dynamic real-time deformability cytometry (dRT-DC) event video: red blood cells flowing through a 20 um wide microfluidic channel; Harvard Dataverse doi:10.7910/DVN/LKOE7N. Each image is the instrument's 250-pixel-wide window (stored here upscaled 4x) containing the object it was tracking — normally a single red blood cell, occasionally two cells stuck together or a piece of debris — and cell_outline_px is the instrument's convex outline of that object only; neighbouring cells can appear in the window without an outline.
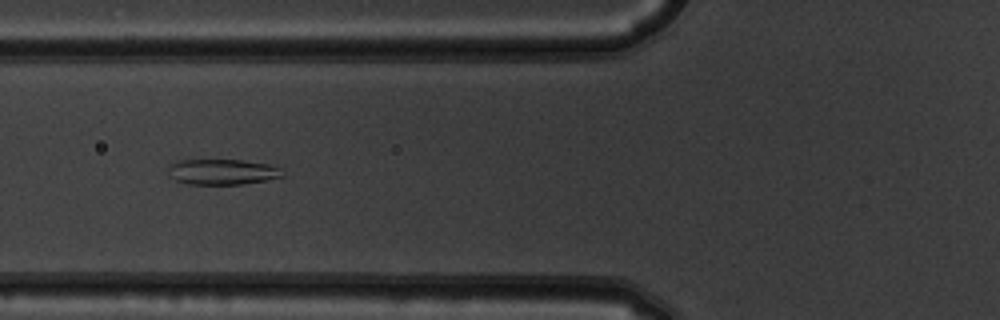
{"species": "common noctule bat (a hibernating species)", "species_latin": "Nyctalus noctula", "temperature_condition": "warm", "stored_images_in_passage": 9, "camera_frame_rate_fps": 3000, "um_per_image_px": 0.085, "animal": {"sex": "male", "body_mass_g": 19.5, "forearm_length_mm": 54.6}, "frame": {"image": 1, "passage_image": 6, "time_ms": 1.667, "image_size_px": [1000, 320], "cell_outline_px": [[284, 176], [244, 184], [188, 184], [176, 180], [168, 176], [168, 168], [172, 164], [180, 160], [240, 160], [268, 164], [280, 168]], "centroid_in_image_um": [18.87, 14.61], "position_along_channel_um": 106.9, "area_um2": 16.88}}
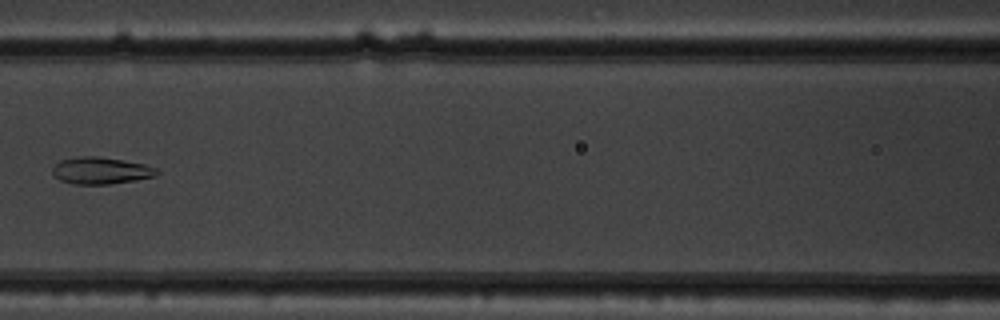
{"frame": {"image": 2, "passage_image": 7, "time_ms": 2.0, "image_size_px": [1000, 320], "cell_outline_px": [[160, 172], [156, 176], [136, 180], [108, 184], [76, 184], [60, 180], [52, 172], [52, 168], [60, 160], [80, 156], [96, 156], [144, 164], [160, 168]], "centroid_in_image_um": [8.61, 14.5], "position_along_channel_um": 158.0, "area_um2": 16.3}}